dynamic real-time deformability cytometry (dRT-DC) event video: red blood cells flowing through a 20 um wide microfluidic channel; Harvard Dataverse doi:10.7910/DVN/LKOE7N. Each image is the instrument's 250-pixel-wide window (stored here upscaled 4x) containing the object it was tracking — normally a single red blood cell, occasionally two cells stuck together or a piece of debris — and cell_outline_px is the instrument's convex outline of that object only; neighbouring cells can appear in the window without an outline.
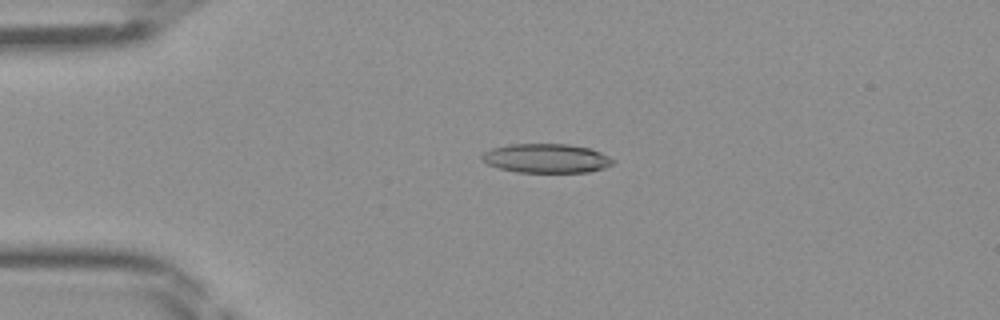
{"species": "Egyptian fruit bat (a non-hibernating species)", "species_latin": "Rousettus aegyptiacus", "temperature_condition": "room temperature", "stored_images_in_passage": 46, "camera_frame_rate_fps": 3000, "um_per_image_px": 0.085, "frame": {"image": 1, "passage_image": 11, "time_ms": 3.333, "image_size_px": [1000, 320], "cell_outline_px": [[616, 164], [604, 168], [588, 172], [516, 172], [500, 168], [488, 164], [480, 160], [480, 156], [484, 152], [492, 148], [512, 144], [568, 144], [588, 148], [600, 152], [616, 160]], "centroid_in_image_um": [46.45, 13.46], "position_along_channel_um": 38.5, "area_um2": 22.31}}
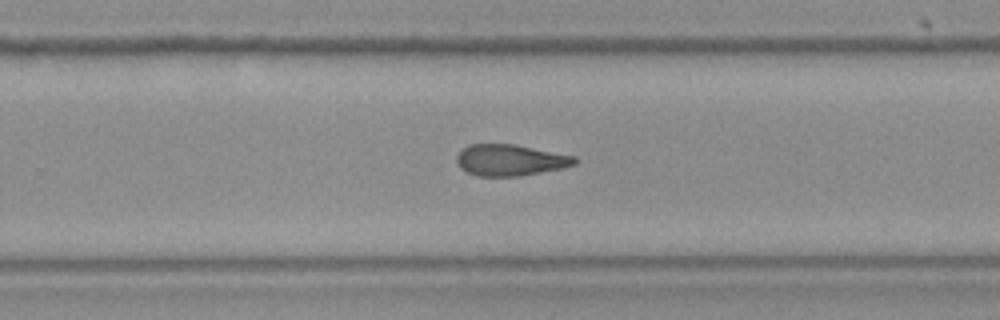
{"frame": {"image": 2, "passage_image": 30, "time_ms": 9.667, "image_size_px": [1000, 320], "cell_outline_px": [[576, 164], [560, 168], [540, 172], [516, 176], [476, 176], [460, 168], [456, 160], [456, 156], [468, 144], [516, 144], [576, 156]], "centroid_in_image_um": [43.35, 13.6], "position_along_channel_um": 286.4, "area_um2": 21.44}}
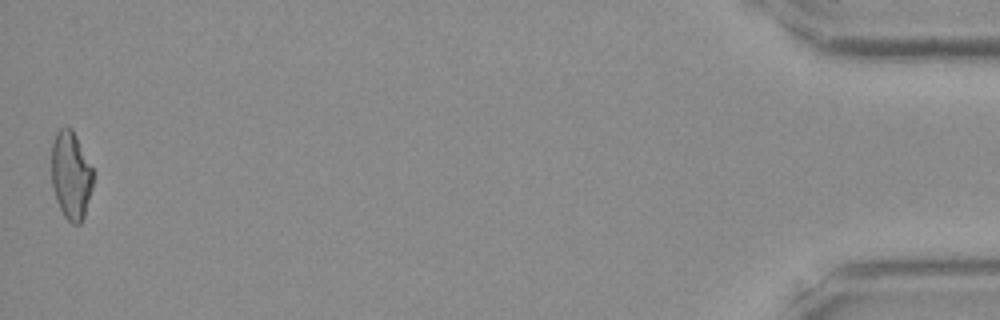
{"frame": {"image": 3, "passage_image": 46, "time_ms": 15.0, "image_size_px": [1000, 320], "cell_outline_px": [[92, 188], [84, 216], [80, 224], [72, 224], [64, 216], [56, 200], [52, 184], [52, 144], [56, 132], [60, 128], [72, 128], [92, 168]], "centroid_in_image_um": [6.02, 14.91], "position_along_channel_um": 429.2, "area_um2": 21.04}}